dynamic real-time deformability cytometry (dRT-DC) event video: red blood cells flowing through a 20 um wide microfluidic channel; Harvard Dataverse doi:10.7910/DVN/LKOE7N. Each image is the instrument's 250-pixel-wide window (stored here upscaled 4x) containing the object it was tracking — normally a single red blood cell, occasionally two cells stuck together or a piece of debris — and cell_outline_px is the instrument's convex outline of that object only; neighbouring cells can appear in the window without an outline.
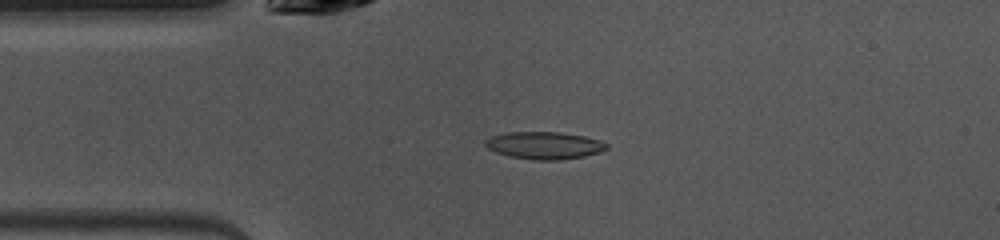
{"species": "common noctule bat (a hibernating species)", "species_latin": "Nyctalus noctula", "temperature_condition": "warm", "stored_images_in_passage": 43, "camera_frame_rate_fps": 3000, "um_per_image_px": 0.085, "animal": {"sex": "female", "body_mass_g": 10.0, "forearm_length_mm": 53.1}, "frame": {"image": 1, "passage_image": 5, "time_ms": 1.333, "image_size_px": [1000, 240], "cell_outline_px": [[608, 148], [600, 152], [584, 156], [560, 160], [532, 160], [508, 156], [496, 152], [488, 148], [484, 144], [484, 140], [492, 136], [508, 132], [560, 132], [584, 136], [600, 140], [608, 144]], "centroid_in_image_um": [46.27, 12.36], "position_along_channel_um": 38.7, "area_um2": 19.42}}
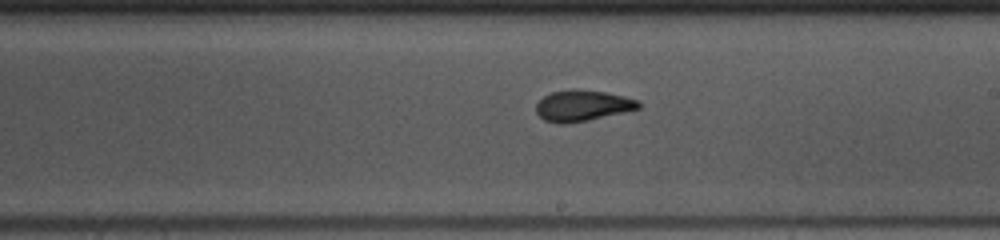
{"frame": {"image": 2, "passage_image": 21, "time_ms": 6.667, "image_size_px": [1000, 240], "cell_outline_px": [[640, 108], [624, 112], [588, 120], [564, 124], [560, 124], [544, 120], [536, 112], [536, 104], [544, 96], [552, 92], [572, 88], [604, 92], [624, 96], [640, 100]], "centroid_in_image_um": [49.51, 8.97], "position_along_channel_um": 239.5, "area_um2": 18.5}}
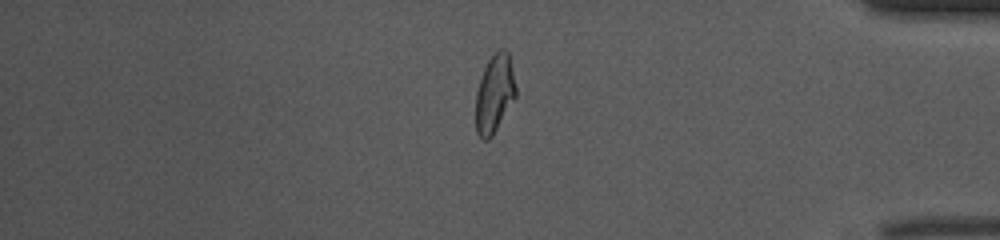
{"frame": {"image": 3, "passage_image": 35, "time_ms": 11.333, "image_size_px": [1000, 240], "cell_outline_px": [[516, 96], [492, 136], [488, 140], [484, 140], [476, 132], [476, 92], [484, 68], [488, 60], [500, 48], [504, 48], [508, 52], [516, 88]], "centroid_in_image_um": [42.03, 7.97], "position_along_channel_um": 393.2, "area_um2": 17.98}, "authors_computed_cell_mechanics": {"area_um2": 18.3226, "velocity_mm_per_s": 4.0046, "shape_relaxation_time_tau1_ms": 3.6743, "shape_relaxation_time_tau2_ms": 1.3411, "deformation_change_tau1": 0.1644, "deformation_change_tau2": 0.0721}}